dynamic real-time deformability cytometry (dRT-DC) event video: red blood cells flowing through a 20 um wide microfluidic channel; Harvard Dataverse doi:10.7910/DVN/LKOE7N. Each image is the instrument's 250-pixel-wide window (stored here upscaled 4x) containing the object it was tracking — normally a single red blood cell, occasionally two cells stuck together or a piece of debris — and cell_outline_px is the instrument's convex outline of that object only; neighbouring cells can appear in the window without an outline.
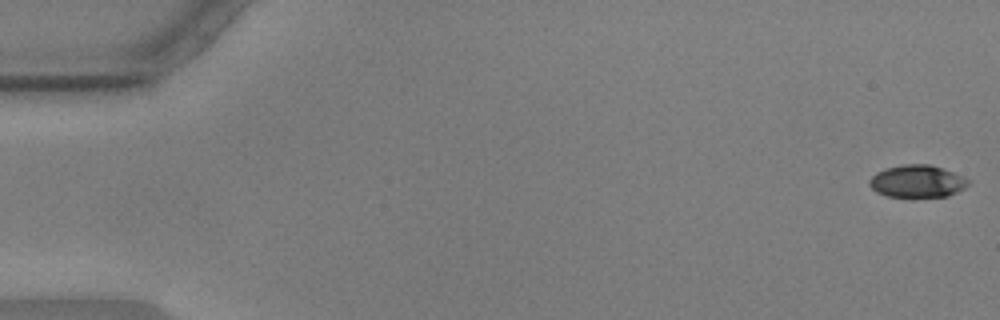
{"species": "common noctule bat (a hibernating species)", "species_latin": "Nyctalus noctula", "temperature_condition": "warm", "stored_images_in_passage": 12, "camera_frame_rate_fps": 3000, "um_per_image_px": 0.085, "animal": {"sex": "male", "body_mass_g": 17.9, "forearm_length_mm": 54.2}, "frame": {"image": 1, "passage_image": 1, "time_ms": 0.0, "image_size_px": [1000, 320], "cell_outline_px": [[972, 180], [964, 188], [948, 196], [888, 196], [876, 192], [868, 184], [868, 180], [876, 172], [884, 168], [904, 164], [928, 164], [952, 172]], "centroid_in_image_um": [77.94, 15.4], "position_along_channel_um": 7.1, "area_um2": 18.5}}